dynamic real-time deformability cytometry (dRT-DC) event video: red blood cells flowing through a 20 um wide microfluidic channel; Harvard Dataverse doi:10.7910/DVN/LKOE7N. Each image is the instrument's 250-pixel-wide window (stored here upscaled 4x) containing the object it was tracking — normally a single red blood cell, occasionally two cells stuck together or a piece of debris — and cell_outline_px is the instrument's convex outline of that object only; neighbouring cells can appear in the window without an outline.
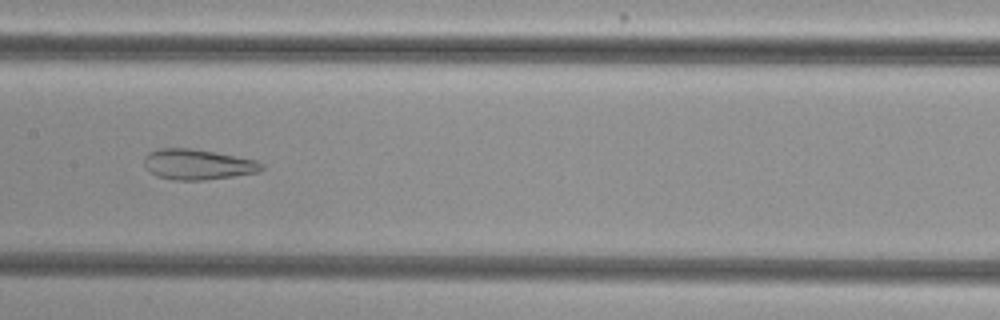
{"species": "common noctule bat (a hibernating species)", "species_latin": "Nyctalus noctula", "temperature_condition": "cold", "stored_images_in_passage": 44, "camera_frame_rate_fps": 3000, "um_per_image_px": 0.085, "animal": {"sex": "female", "body_mass_g": 29.2, "forearm_length_mm": 56.3}, "frame": {"image": 1, "passage_image": 17, "time_ms": 5.333, "image_size_px": [1000, 320], "cell_outline_px": [[264, 168], [260, 172], [204, 180], [172, 180], [156, 176], [148, 172], [144, 164], [144, 156], [148, 152], [160, 148], [192, 148], [216, 152], [256, 160], [264, 164]], "centroid_in_image_um": [16.78, 13.97], "position_along_channel_um": 190.6, "area_um2": 21.1}}
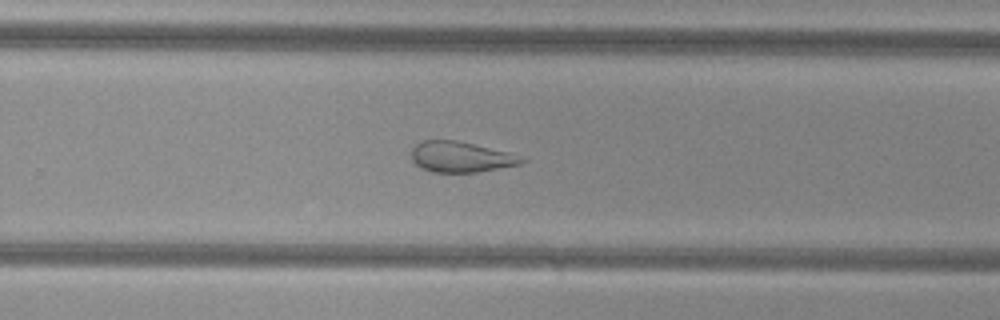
{"frame": {"image": 2, "passage_image": 25, "time_ms": 8.0, "image_size_px": [1000, 320], "cell_outline_px": [[528, 160], [520, 164], [476, 172], [432, 172], [420, 168], [412, 160], [412, 148], [420, 140], [456, 140], [508, 152]], "centroid_in_image_um": [39.12, 13.33], "position_along_channel_um": 290.7, "area_um2": 19.54}}
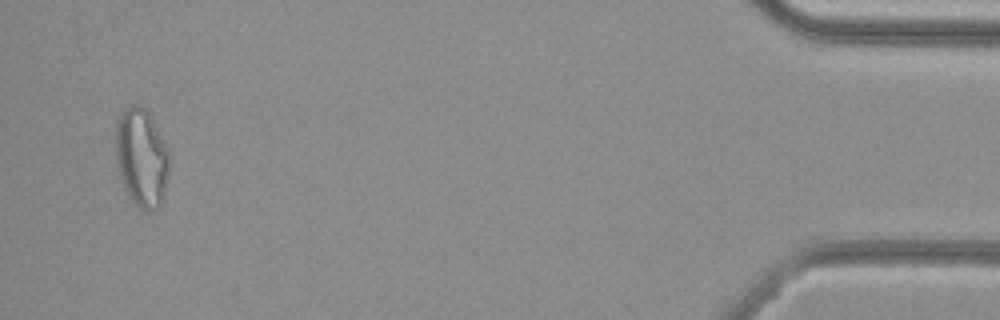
{"frame": {"image": 3, "passage_image": 42, "time_ms": 13.667, "image_size_px": [1000, 320], "cell_outline_px": [[172, 156], [164, 196], [160, 208], [148, 212], [144, 212], [128, 196], [124, 188], [120, 176], [116, 152], [116, 124], [124, 108], [128, 104], [140, 104], [148, 112], [168, 148]], "centroid_in_image_um": [12.07, 13.42], "position_along_channel_um": 423.1, "area_um2": 31.27}, "authors_computed_cell_mechanics": {"area_um2": 25.6632, "velocity_mm_per_s": 3.7613, "shape_relaxation_time_tau1_ms": null, "shape_relaxation_time_tau2_ms": 2.1967, "deformation_change_tau1": null, "deformation_change_tau2": 0.1207}}